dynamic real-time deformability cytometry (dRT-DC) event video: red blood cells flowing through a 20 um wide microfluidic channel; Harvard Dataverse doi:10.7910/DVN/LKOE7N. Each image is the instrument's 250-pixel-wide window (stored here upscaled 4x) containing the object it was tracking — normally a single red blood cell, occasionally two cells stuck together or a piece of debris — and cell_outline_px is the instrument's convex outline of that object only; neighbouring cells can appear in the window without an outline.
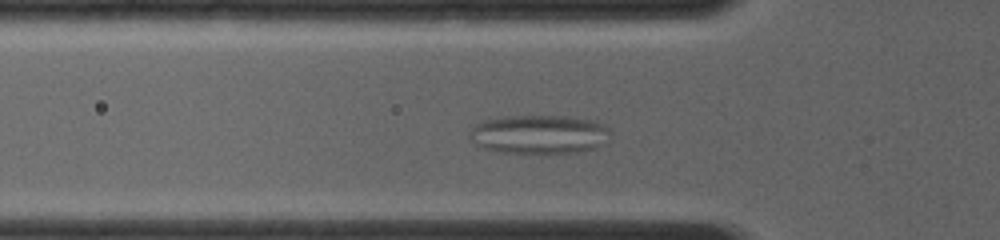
{"species": "common noctule bat (a hibernating species)", "species_latin": "Nyctalus noctula", "temperature_condition": "room temperature", "stored_images_in_passage": 29, "camera_frame_rate_fps": 4000, "um_per_image_px": 0.085, "animal": {"sex": "female", "body_mass_g": 19.0, "forearm_length_mm": 56.7}, "frame": {"image": 1, "passage_image": 5, "time_ms": 2.5, "image_size_px": [1000, 240], "cell_outline_px": [[612, 132], [596, 148], [580, 152], [504, 152], [484, 148], [476, 144], [468, 136], [468, 132], [476, 124], [484, 120], [508, 116], [568, 116], [596, 120], [604, 124]], "centroid_in_image_um": [45.84, 11.39], "position_along_channel_um": 80.0, "area_um2": 31.67}}
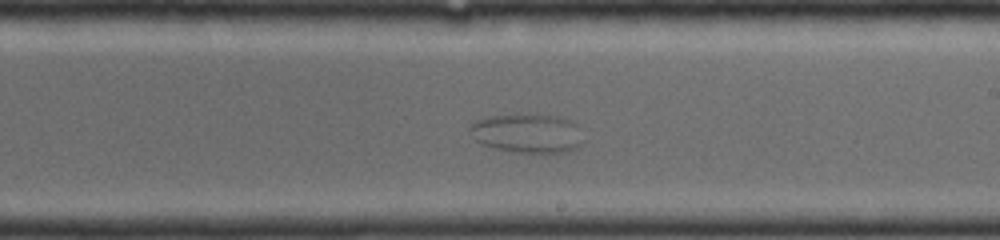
{"frame": {"image": 2, "passage_image": 13, "time_ms": 6.5, "image_size_px": [1000, 240], "cell_outline_px": [[580, 144], [576, 148], [568, 152], [512, 152], [480, 144], [476, 140], [468, 128], [468, 124], [484, 116], [556, 116], [568, 120], [576, 124]], "centroid_in_image_um": [44.73, 11.35], "position_along_channel_um": 244.3, "area_um2": 25.09}}
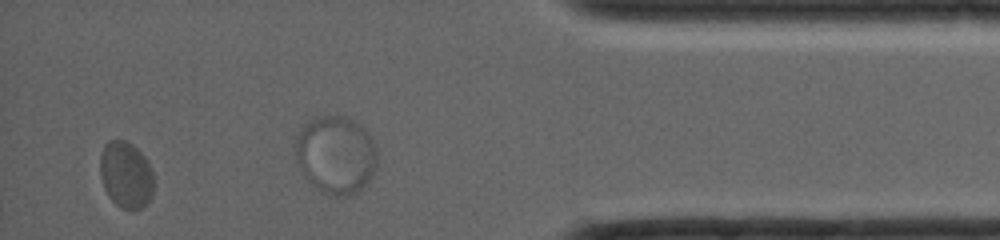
{"frame": {"image": 3, "passage_image": 26, "time_ms": 10.75, "image_size_px": [1000, 240], "cell_outline_px": [[152, 196], [140, 208], [120, 208], [108, 196], [104, 188], [100, 176], [100, 156], [108, 140], [124, 140], [132, 144], [144, 156], [152, 172]], "centroid_in_image_um": [10.67, 14.84], "position_along_channel_um": 424.5, "area_um2": 20.46}}